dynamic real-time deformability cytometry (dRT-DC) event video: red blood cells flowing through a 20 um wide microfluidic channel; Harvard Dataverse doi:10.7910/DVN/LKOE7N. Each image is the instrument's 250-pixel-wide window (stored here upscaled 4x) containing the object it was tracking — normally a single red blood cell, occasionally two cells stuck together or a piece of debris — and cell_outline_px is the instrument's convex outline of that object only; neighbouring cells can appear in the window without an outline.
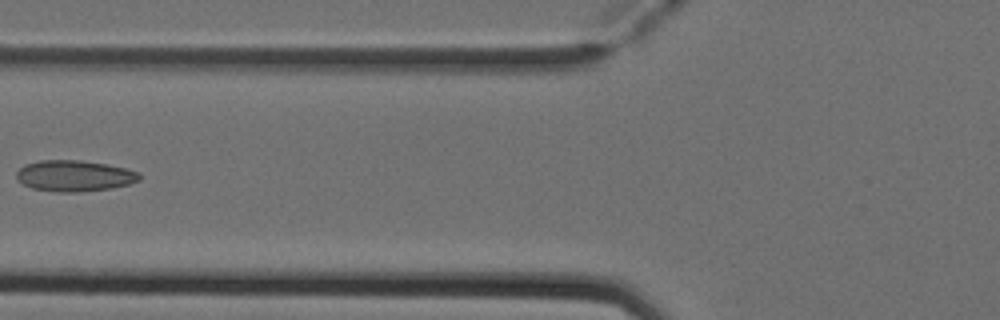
{"species": "Egyptian fruit bat (a non-hibernating species)", "species_latin": "Rousettus aegyptiacus", "temperature_condition": "cold", "stored_images_in_passage": 5, "camera_frame_rate_fps": 3000, "um_per_image_px": 0.085, "animal": {"sex": "female"}, "frame": {"image": 1, "passage_image": 4, "time_ms": 1.0, "image_size_px": [1000, 320], "cell_outline_px": [[140, 180], [128, 184], [112, 188], [80, 192], [56, 192], [32, 188], [16, 180], [16, 172], [24, 164], [40, 160], [80, 160], [108, 164], [140, 172]], "centroid_in_image_um": [6.31, 14.94], "position_along_channel_um": 119.5, "area_um2": 22.43}}
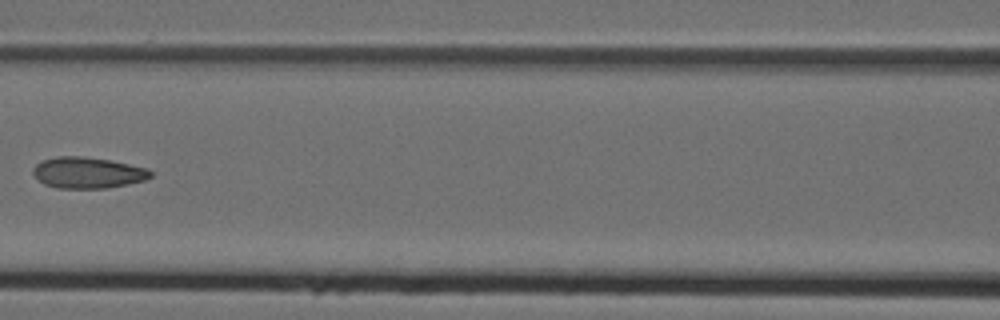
{"frame": {"image": 2, "passage_image": 5, "time_ms": 1.333, "image_size_px": [1000, 320], "cell_outline_px": [[152, 176], [144, 180], [128, 184], [108, 188], [56, 188], [44, 184], [32, 172], [32, 168], [36, 164], [44, 160], [56, 156], [84, 156], [112, 160], [148, 168], [152, 172]], "centroid_in_image_um": [7.47, 14.67], "position_along_channel_um": 159.1, "area_um2": 21.44}}